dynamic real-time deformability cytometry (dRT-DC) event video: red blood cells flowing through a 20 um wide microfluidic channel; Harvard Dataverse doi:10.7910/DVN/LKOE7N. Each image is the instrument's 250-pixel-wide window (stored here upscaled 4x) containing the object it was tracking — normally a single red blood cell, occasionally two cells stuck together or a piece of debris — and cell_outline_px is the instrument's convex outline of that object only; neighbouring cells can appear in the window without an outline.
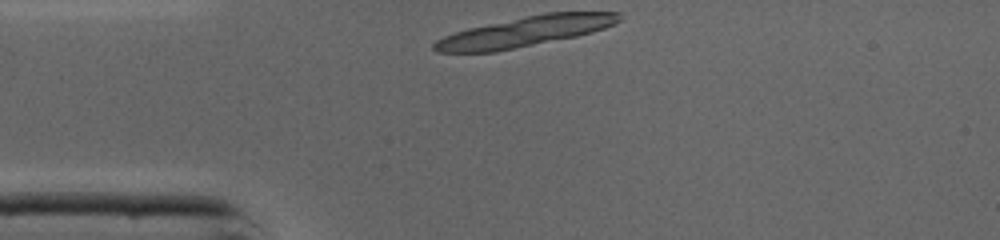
{"species": "common noctule bat (a hibernating species)", "species_latin": "Nyctalus noctula", "temperature_condition": "cold", "stored_images_in_passage": 5, "camera_frame_rate_fps": 3000, "um_per_image_px": 0.085, "animal": {"sex": "male", "body_mass_g": 19.0, "forearm_length_mm": 50.8}, "frame": {"image": 1, "passage_image": 1, "time_ms": 0.0, "image_size_px": [1000, 240], "cell_outline_px": [[620, 20], [604, 28], [592, 32], [576, 36], [496, 52], [436, 52], [432, 48], [432, 44], [436, 40], [444, 36], [468, 28], [524, 16], [544, 12], [620, 12]], "centroid_in_image_um": [44.59, 2.68], "position_along_channel_um": 40.4, "area_um2": 32.25}}